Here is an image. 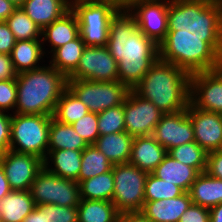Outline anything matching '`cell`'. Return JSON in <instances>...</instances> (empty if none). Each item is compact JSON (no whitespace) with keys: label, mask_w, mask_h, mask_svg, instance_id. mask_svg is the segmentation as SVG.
I'll use <instances>...</instances> for the list:
<instances>
[{"label":"cell","mask_w":222,"mask_h":222,"mask_svg":"<svg viewBox=\"0 0 222 222\" xmlns=\"http://www.w3.org/2000/svg\"><path fill=\"white\" fill-rule=\"evenodd\" d=\"M35 205L78 206L79 184L75 180L61 178L43 167L30 188Z\"/></svg>","instance_id":"10"},{"label":"cell","mask_w":222,"mask_h":222,"mask_svg":"<svg viewBox=\"0 0 222 222\" xmlns=\"http://www.w3.org/2000/svg\"><path fill=\"white\" fill-rule=\"evenodd\" d=\"M20 7L43 30L70 9V0H25Z\"/></svg>","instance_id":"22"},{"label":"cell","mask_w":222,"mask_h":222,"mask_svg":"<svg viewBox=\"0 0 222 222\" xmlns=\"http://www.w3.org/2000/svg\"><path fill=\"white\" fill-rule=\"evenodd\" d=\"M11 191L12 189L9 185L8 180L6 179L4 170L0 165V200Z\"/></svg>","instance_id":"49"},{"label":"cell","mask_w":222,"mask_h":222,"mask_svg":"<svg viewBox=\"0 0 222 222\" xmlns=\"http://www.w3.org/2000/svg\"><path fill=\"white\" fill-rule=\"evenodd\" d=\"M123 6L124 0H70L85 46H106L110 21Z\"/></svg>","instance_id":"6"},{"label":"cell","mask_w":222,"mask_h":222,"mask_svg":"<svg viewBox=\"0 0 222 222\" xmlns=\"http://www.w3.org/2000/svg\"><path fill=\"white\" fill-rule=\"evenodd\" d=\"M71 125L88 145H94L100 136L98 130V113L88 112Z\"/></svg>","instance_id":"39"},{"label":"cell","mask_w":222,"mask_h":222,"mask_svg":"<svg viewBox=\"0 0 222 222\" xmlns=\"http://www.w3.org/2000/svg\"><path fill=\"white\" fill-rule=\"evenodd\" d=\"M116 59L106 46H86L76 70L68 79L88 81H118Z\"/></svg>","instance_id":"12"},{"label":"cell","mask_w":222,"mask_h":222,"mask_svg":"<svg viewBox=\"0 0 222 222\" xmlns=\"http://www.w3.org/2000/svg\"><path fill=\"white\" fill-rule=\"evenodd\" d=\"M43 163L35 155L12 150L0 155V165L12 190H30L37 173L44 167Z\"/></svg>","instance_id":"15"},{"label":"cell","mask_w":222,"mask_h":222,"mask_svg":"<svg viewBox=\"0 0 222 222\" xmlns=\"http://www.w3.org/2000/svg\"><path fill=\"white\" fill-rule=\"evenodd\" d=\"M106 47L116 59L119 81L132 90L159 58L158 44L138 29L123 6L111 19Z\"/></svg>","instance_id":"1"},{"label":"cell","mask_w":222,"mask_h":222,"mask_svg":"<svg viewBox=\"0 0 222 222\" xmlns=\"http://www.w3.org/2000/svg\"><path fill=\"white\" fill-rule=\"evenodd\" d=\"M190 76L178 66L158 58L132 90L164 114L177 113L187 109L190 103Z\"/></svg>","instance_id":"2"},{"label":"cell","mask_w":222,"mask_h":222,"mask_svg":"<svg viewBox=\"0 0 222 222\" xmlns=\"http://www.w3.org/2000/svg\"><path fill=\"white\" fill-rule=\"evenodd\" d=\"M16 39L5 21H0V54L11 53Z\"/></svg>","instance_id":"44"},{"label":"cell","mask_w":222,"mask_h":222,"mask_svg":"<svg viewBox=\"0 0 222 222\" xmlns=\"http://www.w3.org/2000/svg\"><path fill=\"white\" fill-rule=\"evenodd\" d=\"M163 114L154 103L130 90L124 100L125 131L133 137L152 135Z\"/></svg>","instance_id":"13"},{"label":"cell","mask_w":222,"mask_h":222,"mask_svg":"<svg viewBox=\"0 0 222 222\" xmlns=\"http://www.w3.org/2000/svg\"><path fill=\"white\" fill-rule=\"evenodd\" d=\"M113 164L95 145H88L82 150L81 168L78 183L111 171Z\"/></svg>","instance_id":"33"},{"label":"cell","mask_w":222,"mask_h":222,"mask_svg":"<svg viewBox=\"0 0 222 222\" xmlns=\"http://www.w3.org/2000/svg\"><path fill=\"white\" fill-rule=\"evenodd\" d=\"M67 87L90 112L100 113L124 103L130 89L118 81H88L68 79Z\"/></svg>","instance_id":"9"},{"label":"cell","mask_w":222,"mask_h":222,"mask_svg":"<svg viewBox=\"0 0 222 222\" xmlns=\"http://www.w3.org/2000/svg\"><path fill=\"white\" fill-rule=\"evenodd\" d=\"M191 204L190 193L184 192L176 198L144 202L141 212L152 222H179Z\"/></svg>","instance_id":"20"},{"label":"cell","mask_w":222,"mask_h":222,"mask_svg":"<svg viewBox=\"0 0 222 222\" xmlns=\"http://www.w3.org/2000/svg\"><path fill=\"white\" fill-rule=\"evenodd\" d=\"M144 191L145 202L176 198L184 193L180 187L159 179L152 173L147 175Z\"/></svg>","instance_id":"36"},{"label":"cell","mask_w":222,"mask_h":222,"mask_svg":"<svg viewBox=\"0 0 222 222\" xmlns=\"http://www.w3.org/2000/svg\"><path fill=\"white\" fill-rule=\"evenodd\" d=\"M167 154L187 166L196 168L200 173L206 172L208 152L195 141L169 149Z\"/></svg>","instance_id":"35"},{"label":"cell","mask_w":222,"mask_h":222,"mask_svg":"<svg viewBox=\"0 0 222 222\" xmlns=\"http://www.w3.org/2000/svg\"><path fill=\"white\" fill-rule=\"evenodd\" d=\"M80 199L112 201L114 193L113 171L97 175L78 183Z\"/></svg>","instance_id":"31"},{"label":"cell","mask_w":222,"mask_h":222,"mask_svg":"<svg viewBox=\"0 0 222 222\" xmlns=\"http://www.w3.org/2000/svg\"><path fill=\"white\" fill-rule=\"evenodd\" d=\"M210 222H222V203L209 209Z\"/></svg>","instance_id":"50"},{"label":"cell","mask_w":222,"mask_h":222,"mask_svg":"<svg viewBox=\"0 0 222 222\" xmlns=\"http://www.w3.org/2000/svg\"><path fill=\"white\" fill-rule=\"evenodd\" d=\"M22 222H46L45 213H43L37 206L28 214Z\"/></svg>","instance_id":"48"},{"label":"cell","mask_w":222,"mask_h":222,"mask_svg":"<svg viewBox=\"0 0 222 222\" xmlns=\"http://www.w3.org/2000/svg\"><path fill=\"white\" fill-rule=\"evenodd\" d=\"M0 111V155L10 150L11 112Z\"/></svg>","instance_id":"41"},{"label":"cell","mask_w":222,"mask_h":222,"mask_svg":"<svg viewBox=\"0 0 222 222\" xmlns=\"http://www.w3.org/2000/svg\"><path fill=\"white\" fill-rule=\"evenodd\" d=\"M79 35L78 20L70 8L59 19L53 21L42 30V43L45 55L46 53L48 55L51 54L55 49L65 45L67 42L73 41ZM46 43L47 45H44ZM45 46H49L51 49L47 50Z\"/></svg>","instance_id":"18"},{"label":"cell","mask_w":222,"mask_h":222,"mask_svg":"<svg viewBox=\"0 0 222 222\" xmlns=\"http://www.w3.org/2000/svg\"><path fill=\"white\" fill-rule=\"evenodd\" d=\"M88 146L72 125L51 119L48 150H83Z\"/></svg>","instance_id":"30"},{"label":"cell","mask_w":222,"mask_h":222,"mask_svg":"<svg viewBox=\"0 0 222 222\" xmlns=\"http://www.w3.org/2000/svg\"><path fill=\"white\" fill-rule=\"evenodd\" d=\"M51 119L52 115L12 114L10 150L32 154L44 161L48 154Z\"/></svg>","instance_id":"7"},{"label":"cell","mask_w":222,"mask_h":222,"mask_svg":"<svg viewBox=\"0 0 222 222\" xmlns=\"http://www.w3.org/2000/svg\"><path fill=\"white\" fill-rule=\"evenodd\" d=\"M138 29L159 44L168 32V0H124Z\"/></svg>","instance_id":"11"},{"label":"cell","mask_w":222,"mask_h":222,"mask_svg":"<svg viewBox=\"0 0 222 222\" xmlns=\"http://www.w3.org/2000/svg\"><path fill=\"white\" fill-rule=\"evenodd\" d=\"M119 222H152L141 211H129L120 213Z\"/></svg>","instance_id":"46"},{"label":"cell","mask_w":222,"mask_h":222,"mask_svg":"<svg viewBox=\"0 0 222 222\" xmlns=\"http://www.w3.org/2000/svg\"><path fill=\"white\" fill-rule=\"evenodd\" d=\"M35 206L30 190H12L0 200L2 222H22Z\"/></svg>","instance_id":"26"},{"label":"cell","mask_w":222,"mask_h":222,"mask_svg":"<svg viewBox=\"0 0 222 222\" xmlns=\"http://www.w3.org/2000/svg\"><path fill=\"white\" fill-rule=\"evenodd\" d=\"M67 80L64 74L50 64L18 73L14 113L53 115L57 101L67 88Z\"/></svg>","instance_id":"3"},{"label":"cell","mask_w":222,"mask_h":222,"mask_svg":"<svg viewBox=\"0 0 222 222\" xmlns=\"http://www.w3.org/2000/svg\"><path fill=\"white\" fill-rule=\"evenodd\" d=\"M36 206L45 213L46 222H78L77 206H57L55 204Z\"/></svg>","instance_id":"38"},{"label":"cell","mask_w":222,"mask_h":222,"mask_svg":"<svg viewBox=\"0 0 222 222\" xmlns=\"http://www.w3.org/2000/svg\"><path fill=\"white\" fill-rule=\"evenodd\" d=\"M179 222H210V211L206 207L191 204L182 214Z\"/></svg>","instance_id":"42"},{"label":"cell","mask_w":222,"mask_h":222,"mask_svg":"<svg viewBox=\"0 0 222 222\" xmlns=\"http://www.w3.org/2000/svg\"><path fill=\"white\" fill-rule=\"evenodd\" d=\"M16 8L10 0H0V21H6Z\"/></svg>","instance_id":"47"},{"label":"cell","mask_w":222,"mask_h":222,"mask_svg":"<svg viewBox=\"0 0 222 222\" xmlns=\"http://www.w3.org/2000/svg\"><path fill=\"white\" fill-rule=\"evenodd\" d=\"M187 112L194 128L195 142L208 153L222 149V114L196 108L191 103Z\"/></svg>","instance_id":"17"},{"label":"cell","mask_w":222,"mask_h":222,"mask_svg":"<svg viewBox=\"0 0 222 222\" xmlns=\"http://www.w3.org/2000/svg\"><path fill=\"white\" fill-rule=\"evenodd\" d=\"M17 103L16 78L12 80H0V111L14 114Z\"/></svg>","instance_id":"40"},{"label":"cell","mask_w":222,"mask_h":222,"mask_svg":"<svg viewBox=\"0 0 222 222\" xmlns=\"http://www.w3.org/2000/svg\"><path fill=\"white\" fill-rule=\"evenodd\" d=\"M152 174L159 179L180 187L184 192H189L192 183L200 172L196 168L187 166L167 154Z\"/></svg>","instance_id":"23"},{"label":"cell","mask_w":222,"mask_h":222,"mask_svg":"<svg viewBox=\"0 0 222 222\" xmlns=\"http://www.w3.org/2000/svg\"><path fill=\"white\" fill-rule=\"evenodd\" d=\"M81 159L82 150H48V154L44 159L43 164L49 172L61 178L78 182Z\"/></svg>","instance_id":"21"},{"label":"cell","mask_w":222,"mask_h":222,"mask_svg":"<svg viewBox=\"0 0 222 222\" xmlns=\"http://www.w3.org/2000/svg\"><path fill=\"white\" fill-rule=\"evenodd\" d=\"M189 193L192 204L210 209L222 203V180L202 172L192 183Z\"/></svg>","instance_id":"27"},{"label":"cell","mask_w":222,"mask_h":222,"mask_svg":"<svg viewBox=\"0 0 222 222\" xmlns=\"http://www.w3.org/2000/svg\"><path fill=\"white\" fill-rule=\"evenodd\" d=\"M99 135L125 131L124 103L98 113Z\"/></svg>","instance_id":"37"},{"label":"cell","mask_w":222,"mask_h":222,"mask_svg":"<svg viewBox=\"0 0 222 222\" xmlns=\"http://www.w3.org/2000/svg\"><path fill=\"white\" fill-rule=\"evenodd\" d=\"M112 202L120 212L141 211L145 202L148 173L130 163L114 164Z\"/></svg>","instance_id":"8"},{"label":"cell","mask_w":222,"mask_h":222,"mask_svg":"<svg viewBox=\"0 0 222 222\" xmlns=\"http://www.w3.org/2000/svg\"><path fill=\"white\" fill-rule=\"evenodd\" d=\"M88 112V107L67 87L57 101L52 117L71 125Z\"/></svg>","instance_id":"32"},{"label":"cell","mask_w":222,"mask_h":222,"mask_svg":"<svg viewBox=\"0 0 222 222\" xmlns=\"http://www.w3.org/2000/svg\"><path fill=\"white\" fill-rule=\"evenodd\" d=\"M19 40H42V29L34 23L21 7H17L5 21Z\"/></svg>","instance_id":"34"},{"label":"cell","mask_w":222,"mask_h":222,"mask_svg":"<svg viewBox=\"0 0 222 222\" xmlns=\"http://www.w3.org/2000/svg\"><path fill=\"white\" fill-rule=\"evenodd\" d=\"M10 56L18 74L42 67L40 64L45 62L43 58L47 55L44 53L42 40H19L16 41Z\"/></svg>","instance_id":"24"},{"label":"cell","mask_w":222,"mask_h":222,"mask_svg":"<svg viewBox=\"0 0 222 222\" xmlns=\"http://www.w3.org/2000/svg\"><path fill=\"white\" fill-rule=\"evenodd\" d=\"M190 103L196 108L222 114V67L190 76Z\"/></svg>","instance_id":"14"},{"label":"cell","mask_w":222,"mask_h":222,"mask_svg":"<svg viewBox=\"0 0 222 222\" xmlns=\"http://www.w3.org/2000/svg\"><path fill=\"white\" fill-rule=\"evenodd\" d=\"M206 172L211 177L222 180V149L207 154Z\"/></svg>","instance_id":"43"},{"label":"cell","mask_w":222,"mask_h":222,"mask_svg":"<svg viewBox=\"0 0 222 222\" xmlns=\"http://www.w3.org/2000/svg\"><path fill=\"white\" fill-rule=\"evenodd\" d=\"M78 222H119L120 212L112 201L80 199Z\"/></svg>","instance_id":"29"},{"label":"cell","mask_w":222,"mask_h":222,"mask_svg":"<svg viewBox=\"0 0 222 222\" xmlns=\"http://www.w3.org/2000/svg\"><path fill=\"white\" fill-rule=\"evenodd\" d=\"M16 76L17 73L14 70L11 56L9 54H0V80H12Z\"/></svg>","instance_id":"45"},{"label":"cell","mask_w":222,"mask_h":222,"mask_svg":"<svg viewBox=\"0 0 222 222\" xmlns=\"http://www.w3.org/2000/svg\"><path fill=\"white\" fill-rule=\"evenodd\" d=\"M158 47L159 59L190 75L222 67V36L166 35Z\"/></svg>","instance_id":"4"},{"label":"cell","mask_w":222,"mask_h":222,"mask_svg":"<svg viewBox=\"0 0 222 222\" xmlns=\"http://www.w3.org/2000/svg\"><path fill=\"white\" fill-rule=\"evenodd\" d=\"M166 155V148L159 144L152 135L137 136L132 142L129 163L147 173H152Z\"/></svg>","instance_id":"19"},{"label":"cell","mask_w":222,"mask_h":222,"mask_svg":"<svg viewBox=\"0 0 222 222\" xmlns=\"http://www.w3.org/2000/svg\"><path fill=\"white\" fill-rule=\"evenodd\" d=\"M166 35L222 36V0H168Z\"/></svg>","instance_id":"5"},{"label":"cell","mask_w":222,"mask_h":222,"mask_svg":"<svg viewBox=\"0 0 222 222\" xmlns=\"http://www.w3.org/2000/svg\"><path fill=\"white\" fill-rule=\"evenodd\" d=\"M14 5H16L17 7H20L25 0H10Z\"/></svg>","instance_id":"51"},{"label":"cell","mask_w":222,"mask_h":222,"mask_svg":"<svg viewBox=\"0 0 222 222\" xmlns=\"http://www.w3.org/2000/svg\"><path fill=\"white\" fill-rule=\"evenodd\" d=\"M152 136L167 151L179 145L195 141L194 128L187 109L177 113L163 114L160 122L154 128Z\"/></svg>","instance_id":"16"},{"label":"cell","mask_w":222,"mask_h":222,"mask_svg":"<svg viewBox=\"0 0 222 222\" xmlns=\"http://www.w3.org/2000/svg\"><path fill=\"white\" fill-rule=\"evenodd\" d=\"M85 47V43L79 35L73 41L55 49L50 54L51 59L48 62L68 78L78 67Z\"/></svg>","instance_id":"28"},{"label":"cell","mask_w":222,"mask_h":222,"mask_svg":"<svg viewBox=\"0 0 222 222\" xmlns=\"http://www.w3.org/2000/svg\"><path fill=\"white\" fill-rule=\"evenodd\" d=\"M134 137L126 131L100 135L94 145L114 164L129 163Z\"/></svg>","instance_id":"25"}]
</instances>
